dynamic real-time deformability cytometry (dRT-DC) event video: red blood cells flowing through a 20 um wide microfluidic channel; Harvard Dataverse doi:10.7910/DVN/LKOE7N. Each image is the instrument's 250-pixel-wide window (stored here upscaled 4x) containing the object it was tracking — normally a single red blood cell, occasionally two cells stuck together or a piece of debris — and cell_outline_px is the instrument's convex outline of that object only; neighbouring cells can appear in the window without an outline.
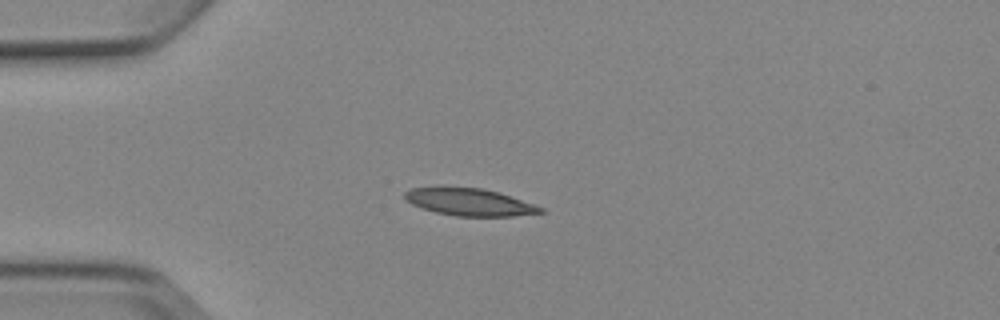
{"species": "Egyptian fruit bat (a non-hibernating species)", "species_latin": "Rousettus aegyptiacus", "temperature_condition": "cold", "stored_images_in_passage": 3, "camera_frame_rate_fps": 3000, "um_per_image_px": 0.085, "animal": {"sex": "female"}, "frame": {"image": 1, "passage_image": 1, "time_ms": 0.0, "image_size_px": [1000, 320], "cell_outline_px": [[544, 212], [512, 216], [456, 216], [436, 212], [412, 204], [404, 196], [404, 192], [412, 188], [480, 188], [496, 192], [536, 204], [544, 208]], "centroid_in_image_um": [39.95, 17.19], "position_along_channel_um": 45.0, "area_um2": 20.98}}
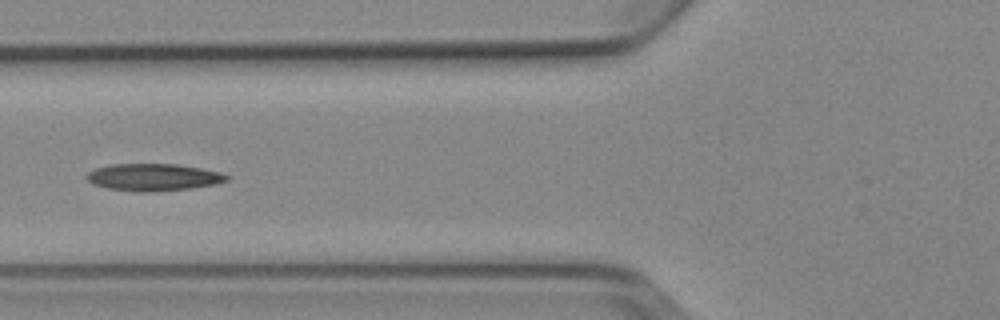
{"frame": {"image": 2, "passage_image": 3, "time_ms": 2.333, "image_size_px": [1000, 320], "cell_outline_px": [[232, 176], [228, 180], [216, 184], [192, 188], [148, 192], [140, 192], [108, 188], [96, 184], [88, 180], [84, 176], [88, 172], [96, 168], [108, 164], [176, 164], [200, 168], [220, 172]], "centroid_in_image_um": [13.07, 15.06], "position_along_channel_um": 112.7, "area_um2": 22.14}}